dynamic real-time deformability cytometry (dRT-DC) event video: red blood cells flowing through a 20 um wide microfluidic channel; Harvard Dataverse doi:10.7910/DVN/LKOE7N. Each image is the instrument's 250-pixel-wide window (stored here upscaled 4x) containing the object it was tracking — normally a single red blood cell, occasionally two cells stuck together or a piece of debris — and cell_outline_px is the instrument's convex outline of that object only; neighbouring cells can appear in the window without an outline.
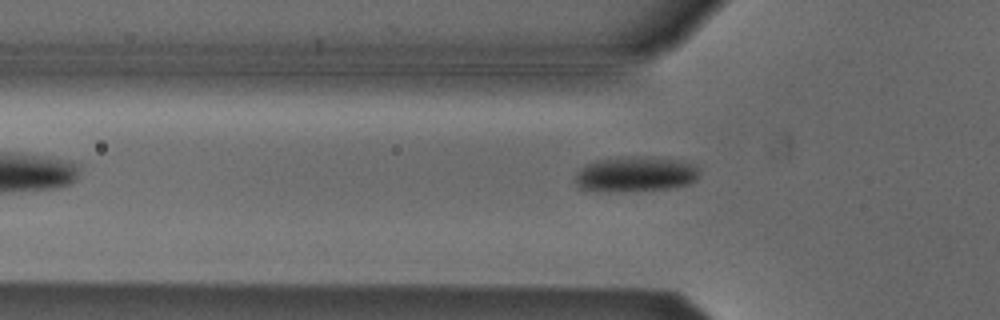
{"species": "Egyptian fruit bat (a non-hibernating species)", "species_latin": "Rousettus aegyptiacus", "temperature_condition": "cold", "stored_images_in_passage": 32, "camera_frame_rate_fps": 3000, "um_per_image_px": 0.085, "animal": {"sex": "male"}, "frame": {"image": 1, "passage_image": 2, "time_ms": 0.333, "image_size_px": [1000, 320], "cell_outline_px": [[696, 180], [688, 184], [668, 188], [584, 188], [576, 184], [572, 180], [576, 172], [584, 164], [596, 160], [624, 156], [644, 156], [680, 160], [692, 164], [696, 168]], "centroid_in_image_um": [53.99, 14.72], "position_along_channel_um": 71.8, "area_um2": 24.22}}
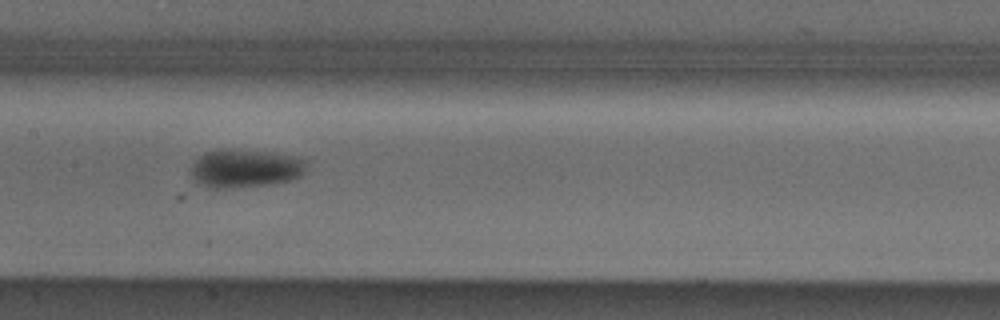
{"frame": {"image": 2, "passage_image": 11, "time_ms": 3.333, "image_size_px": [1000, 320], "cell_outline_px": [[304, 172], [300, 176], [292, 180], [272, 184], [232, 188], [208, 188], [196, 184], [192, 176], [192, 164], [204, 152], [256, 152], [296, 156], [304, 160]], "centroid_in_image_um": [20.82, 14.39], "position_along_channel_um": 186.6, "area_um2": 24.85}}
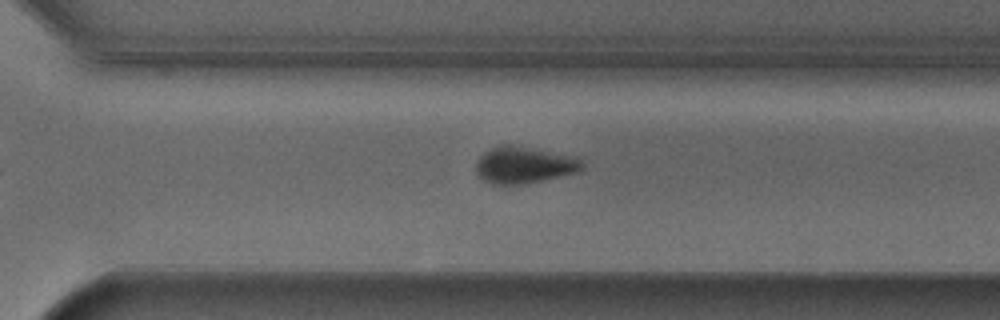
{"frame": {"image": 3, "passage_image": 22, "time_ms": 7.0, "image_size_px": [1000, 320], "cell_outline_px": [[580, 168], [576, 172], [528, 184], [492, 184], [484, 180], [476, 172], [476, 160], [484, 152], [492, 148], [504, 144], [512, 144], [580, 160]], "centroid_in_image_um": [44.41, 14.05], "position_along_channel_um": 326.2, "area_um2": 21.85}, "authors_computed_cell_mechanics": {"area_um2": 24.7095, "velocity_mm_per_s": 3.8128, "shape_relaxation_time_tau1_ms": 1.9997, "shape_relaxation_time_tau2_ms": null, "deformation_change_tau1": 0.0797, "deformation_change_tau2": null}}